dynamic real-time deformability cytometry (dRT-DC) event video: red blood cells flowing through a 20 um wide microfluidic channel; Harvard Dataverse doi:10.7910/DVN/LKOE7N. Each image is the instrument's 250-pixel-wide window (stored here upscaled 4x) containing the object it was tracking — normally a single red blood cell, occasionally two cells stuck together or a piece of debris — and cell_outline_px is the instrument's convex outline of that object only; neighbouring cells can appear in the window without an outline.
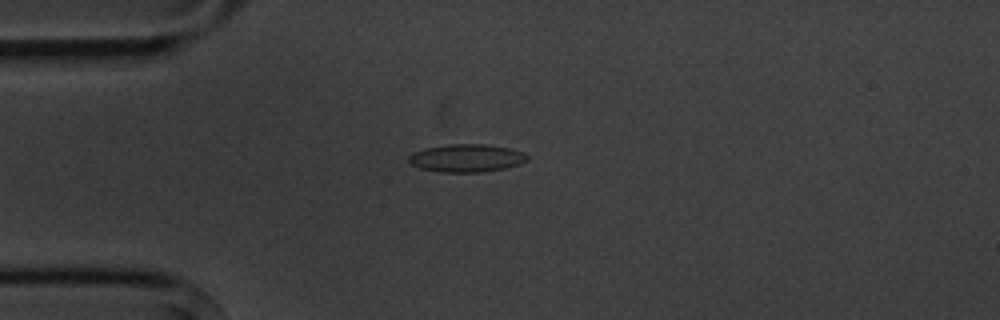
{"species": "common noctule bat (a hibernating species)", "species_latin": "Nyctalus noctula", "temperature_condition": "cold", "stored_images_in_passage": 5, "camera_frame_rate_fps": 3000, "um_per_image_px": 0.085, "animal": {"sex": "male", "body_mass_g": 20.1, "forearm_length_mm": 53.5}, "frame": {"image": 1, "passage_image": 1, "time_ms": 0.0, "image_size_px": [1000, 320], "cell_outline_px": [[528, 160], [520, 164], [504, 168], [480, 172], [440, 172], [420, 168], [412, 164], [408, 160], [408, 156], [412, 152], [424, 148], [448, 144], [484, 144], [512, 148], [524, 152], [528, 156]], "centroid_in_image_um": [39.66, 13.43], "position_along_channel_um": 45.3, "area_um2": 19.36}}
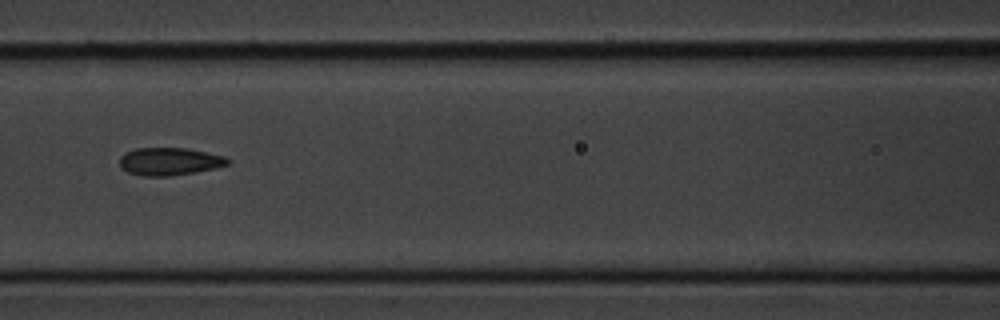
{"frame": {"image": 2, "passage_image": 4, "time_ms": 3.333, "image_size_px": [1000, 320], "cell_outline_px": [[232, 160], [228, 164], [216, 168], [168, 176], [144, 176], [128, 172], [120, 168], [120, 156], [124, 152], [136, 148], [188, 148], [224, 156]], "centroid_in_image_um": [14.39, 13.71], "position_along_channel_um": 152.2, "area_um2": 17.46}}
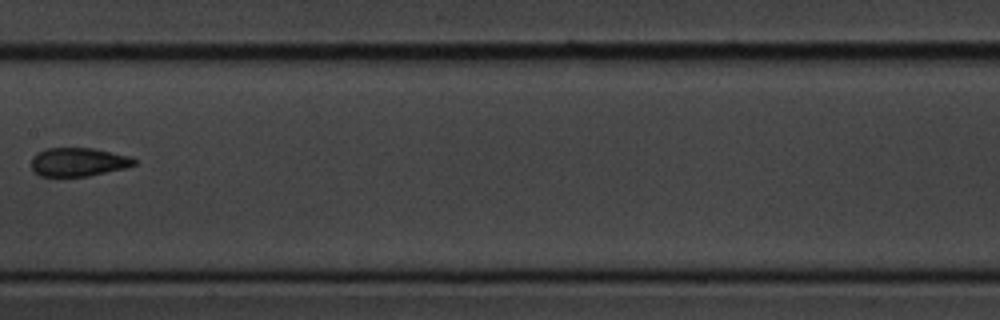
{"frame": {"image": 3, "passage_image": 5, "time_ms": 4.667, "image_size_px": [1000, 320], "cell_outline_px": [[136, 164], [128, 168], [88, 176], [40, 176], [32, 168], [32, 156], [36, 152], [44, 148], [92, 148], [132, 156], [136, 160]], "centroid_in_image_um": [6.69, 13.76], "position_along_channel_um": 200.7, "area_um2": 17.34}}